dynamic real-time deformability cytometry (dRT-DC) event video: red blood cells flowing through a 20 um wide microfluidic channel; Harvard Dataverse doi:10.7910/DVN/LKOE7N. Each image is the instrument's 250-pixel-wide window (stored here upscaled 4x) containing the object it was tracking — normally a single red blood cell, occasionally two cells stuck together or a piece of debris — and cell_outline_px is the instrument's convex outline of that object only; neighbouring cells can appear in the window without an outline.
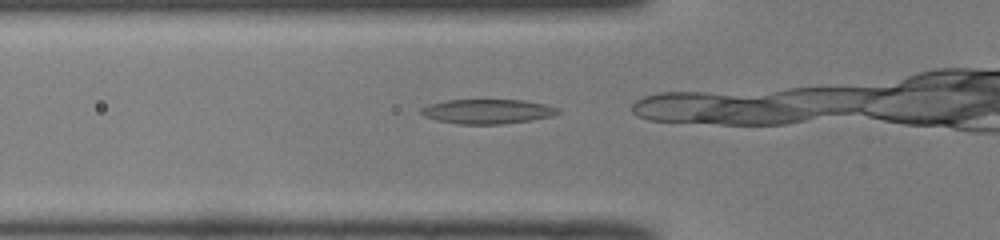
{"species": "common noctule bat (a hibernating species)", "species_latin": "Nyctalus noctula", "temperature_condition": "room temperature", "stored_images_in_passage": 25, "camera_frame_rate_fps": 3000, "um_per_image_px": 0.085, "animal": {"sex": "male", "body_mass_g": 19.0, "forearm_length_mm": 50.8}, "frame": {"image": 1, "passage_image": 4, "time_ms": 1.0, "image_size_px": [1000, 240], "cell_outline_px": [[560, 112], [552, 116], [532, 120], [504, 124], [460, 124], [436, 120], [424, 116], [420, 112], [420, 108], [428, 104], [448, 100], [524, 100], [544, 104], [560, 108]], "centroid_in_image_um": [41.44, 9.47], "position_along_channel_um": 84.4, "area_um2": 19.65}}